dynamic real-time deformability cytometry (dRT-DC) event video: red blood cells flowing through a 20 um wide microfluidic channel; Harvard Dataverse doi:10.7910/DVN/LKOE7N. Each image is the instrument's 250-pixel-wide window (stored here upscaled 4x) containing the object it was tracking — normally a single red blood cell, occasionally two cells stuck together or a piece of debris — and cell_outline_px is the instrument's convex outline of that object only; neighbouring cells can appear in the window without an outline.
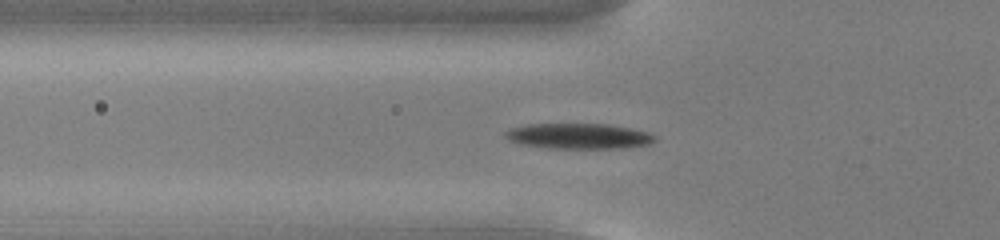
{"species": "common noctule bat (a hibernating species)", "species_latin": "Nyctalus noctula", "temperature_condition": "cold", "stored_images_in_passage": 54, "camera_frame_rate_fps": 3000, "um_per_image_px": 0.085, "animal": {"sex": "male", "body_mass_g": 13.0, "forearm_length_mm": 53.1}, "frame": {"image": 1, "passage_image": 19, "time_ms": 6.0, "image_size_px": [1000, 240], "cell_outline_px": [[656, 140], [648, 144], [624, 148], [548, 148], [520, 144], [508, 140], [504, 136], [504, 132], [508, 128], [528, 124], [608, 124], [632, 128], [648, 132], [656, 136]], "centroid_in_image_um": [49.16, 11.56], "position_along_channel_um": 76.6, "area_um2": 22.37}}
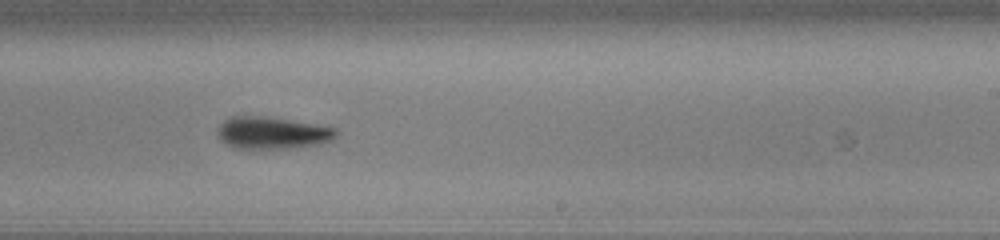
{"frame": {"image": 2, "passage_image": 34, "time_ms": 11.0, "image_size_px": [1000, 240], "cell_outline_px": [[340, 132], [332, 140], [320, 144], [288, 148], [236, 148], [220, 140], [220, 124], [224, 120], [232, 116], [264, 116], [336, 128]], "centroid_in_image_um": [23.18, 11.29], "position_along_channel_um": 265.8, "area_um2": 21.79}}
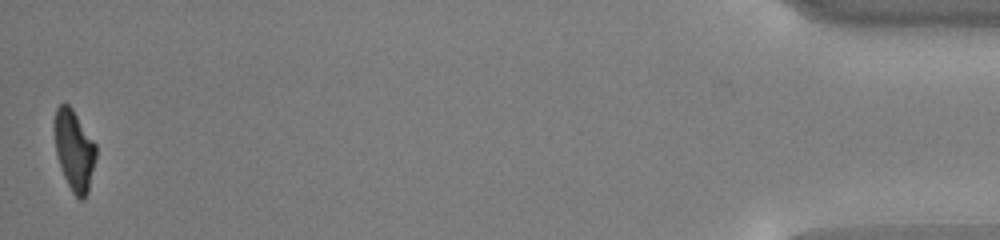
{"frame": {"image": 3, "passage_image": 54, "time_ms": 17.667, "image_size_px": [1000, 240], "cell_outline_px": [[96, 156], [88, 192], [84, 200], [80, 200], [72, 192], [64, 176], [56, 152], [56, 108], [60, 104], [68, 104], [72, 108], [96, 144]], "centroid_in_image_um": [6.34, 12.81], "position_along_channel_um": 428.9, "area_um2": 18.96}, "authors_computed_cell_mechanics": {"area_um2": 21.4438, "velocity_mm_per_s": 3.7831, "shape_relaxation_time_tau1_ms": 2.1905, "shape_relaxation_time_tau2_ms": 9.9141, "deformation_change_tau1": 0.1454, "deformation_change_tau2": 0.2123}}